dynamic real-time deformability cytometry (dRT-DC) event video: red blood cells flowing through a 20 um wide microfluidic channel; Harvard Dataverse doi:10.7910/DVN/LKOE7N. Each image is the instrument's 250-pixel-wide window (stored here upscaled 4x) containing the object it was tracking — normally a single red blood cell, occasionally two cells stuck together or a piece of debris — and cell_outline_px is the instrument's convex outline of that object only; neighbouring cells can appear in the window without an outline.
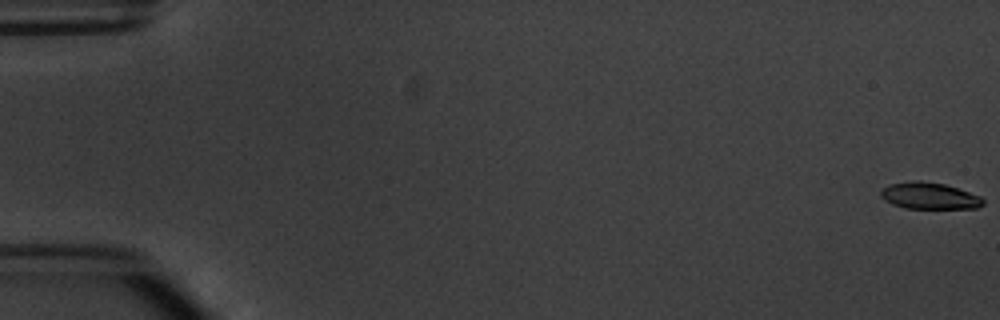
{"species": "common noctule bat (a hibernating species)", "species_latin": "Nyctalus noctula", "temperature_condition": "warm", "stored_images_in_passage": 6, "segment_of_instrument_passage": [1, 2], "camera_frame_rate_fps": 3000, "um_per_image_px": 0.085, "animal": {"sex": "male", "body_mass_g": 20.1, "forearm_length_mm": 53.5}, "frame": {"image": 1, "passage_image": 1, "time_ms": 0.0, "image_size_px": [1000, 320], "cell_outline_px": [[984, 204], [976, 208], [904, 208], [892, 204], [884, 200], [880, 196], [880, 192], [888, 184], [912, 180], [920, 180], [944, 184], [980, 196], [984, 200]], "centroid_in_image_um": [78.95, 16.64], "position_along_channel_um": 6.0, "area_um2": 15.84}}